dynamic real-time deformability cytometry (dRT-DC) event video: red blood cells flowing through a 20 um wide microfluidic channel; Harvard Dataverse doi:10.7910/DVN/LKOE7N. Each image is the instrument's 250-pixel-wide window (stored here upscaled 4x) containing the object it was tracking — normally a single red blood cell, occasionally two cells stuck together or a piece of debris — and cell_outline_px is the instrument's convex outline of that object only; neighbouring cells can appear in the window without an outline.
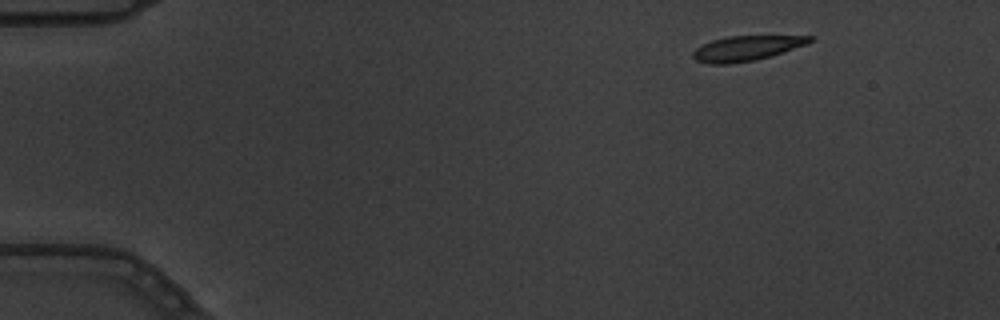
{"species": "common noctule bat (a hibernating species)", "species_latin": "Nyctalus noctula", "temperature_condition": "warm", "stored_images_in_passage": 4, "camera_frame_rate_fps": 3000, "um_per_image_px": 0.085, "animal": {"sex": "male", "body_mass_g": 19.5, "forearm_length_mm": 54.6}, "frame": {"image": 1, "passage_image": 1, "time_ms": 0.0, "image_size_px": [1000, 320], "cell_outline_px": [[816, 40], [808, 44], [756, 60], [728, 64], [712, 64], [696, 60], [692, 56], [692, 52], [696, 48], [712, 40], [728, 36], [812, 36]], "centroid_in_image_um": [63.47, 4.1], "position_along_channel_um": 21.5, "area_um2": 16.88}}
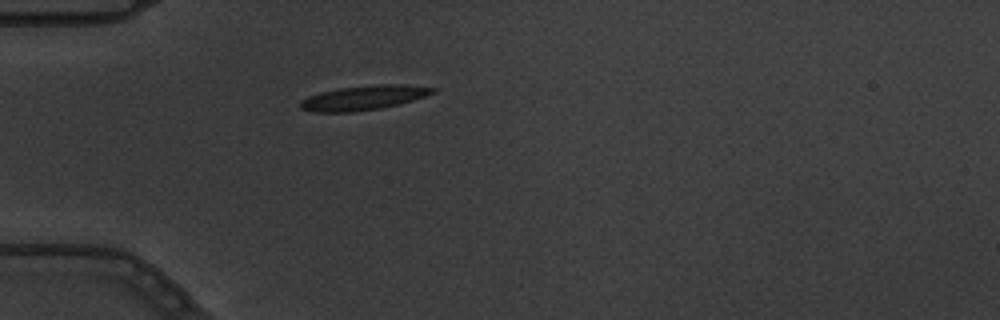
{"frame": {"image": 2, "passage_image": 4, "time_ms": 1.0, "image_size_px": [1000, 320], "cell_outline_px": [[440, 88], [436, 92], [412, 100], [380, 108], [352, 112], [312, 112], [300, 108], [300, 100], [308, 96], [320, 92], [340, 88], [376, 84], [404, 84]], "centroid_in_image_um": [30.91, 8.3], "position_along_channel_um": 54.1, "area_um2": 18.9}}